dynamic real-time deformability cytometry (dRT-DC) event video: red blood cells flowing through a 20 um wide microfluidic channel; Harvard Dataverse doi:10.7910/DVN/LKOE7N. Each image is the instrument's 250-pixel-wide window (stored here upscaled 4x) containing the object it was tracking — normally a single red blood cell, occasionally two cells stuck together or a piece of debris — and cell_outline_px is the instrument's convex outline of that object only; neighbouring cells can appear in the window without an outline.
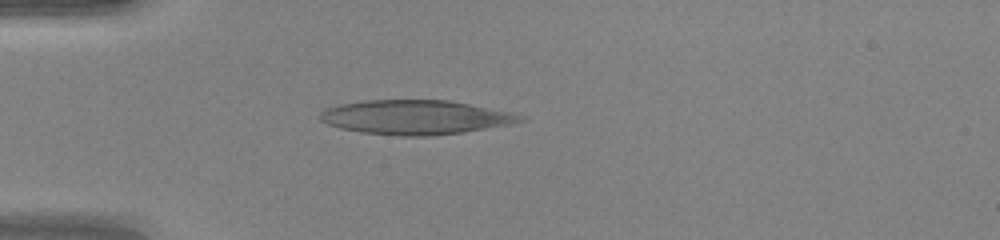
{"species": "human", "species_latin": "Homo sapiens", "temperature_condition": "warm", "stored_images_in_passage": 48, "camera_frame_rate_fps": 3000, "um_per_image_px": 0.085, "donor": {"sex": "female"}, "frame": {"image": 1, "passage_image": 14, "time_ms": 4.333, "image_size_px": [1000, 240], "cell_outline_px": [[528, 120], [512, 124], [460, 132], [432, 136], [400, 136], [360, 132], [340, 128], [328, 124], [320, 120], [320, 112], [324, 108], [340, 104], [364, 100], [448, 100], [516, 112], [524, 116]], "centroid_in_image_um": [35.35, 9.96], "position_along_channel_um": 49.6, "area_um2": 40.34}}
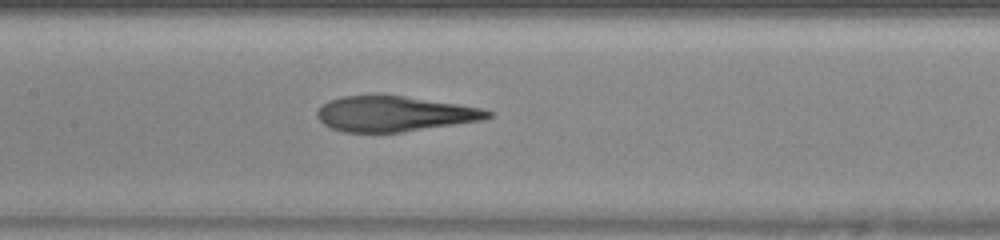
{"frame": {"image": 2, "passage_image": 24, "time_ms": 7.667, "image_size_px": [1000, 240], "cell_outline_px": [[492, 116], [484, 120], [404, 132], [344, 132], [332, 128], [324, 124], [316, 116], [316, 112], [328, 100], [344, 96], [376, 92], [380, 92], [456, 104], [480, 108], [492, 112]], "centroid_in_image_um": [33.49, 9.64], "position_along_channel_um": 173.9, "area_um2": 35.72}}
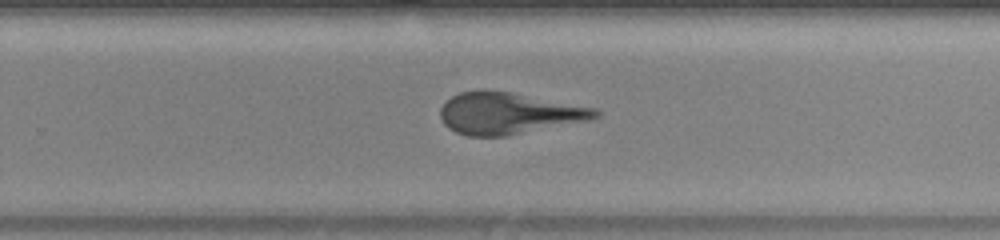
{"frame": {"image": 3, "passage_image": 32, "time_ms": 10.333, "image_size_px": [1000, 240], "cell_outline_px": [[600, 116], [588, 120], [508, 136], [468, 136], [456, 132], [448, 128], [444, 124], [440, 116], [440, 108], [452, 96], [460, 92], [508, 92], [596, 108], [600, 112]], "centroid_in_image_um": [43.23, 9.67], "position_along_channel_um": 286.6, "area_um2": 36.82}}